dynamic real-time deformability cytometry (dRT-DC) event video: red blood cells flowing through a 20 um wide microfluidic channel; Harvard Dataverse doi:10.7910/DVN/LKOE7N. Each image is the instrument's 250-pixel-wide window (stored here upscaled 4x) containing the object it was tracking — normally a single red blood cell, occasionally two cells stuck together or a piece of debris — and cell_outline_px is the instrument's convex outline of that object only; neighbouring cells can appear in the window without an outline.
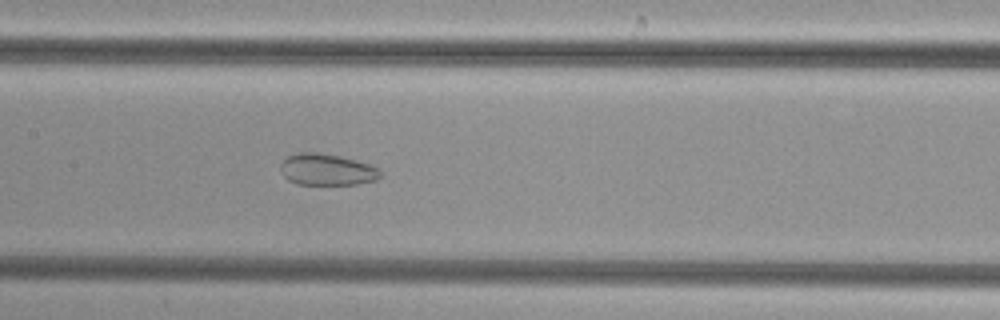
{"species": "common noctule bat (a hibernating species)", "species_latin": "Nyctalus noctula", "temperature_condition": "cold", "stored_images_in_passage": 44, "camera_frame_rate_fps": 3000, "um_per_image_px": 0.085, "animal": {"sex": "female", "body_mass_g": 29.2, "forearm_length_mm": 56.3}, "frame": {"image": 1, "passage_image": 25, "time_ms": 8.0, "image_size_px": [1000, 320], "cell_outline_px": [[380, 176], [376, 180], [356, 184], [296, 184], [288, 180], [284, 176], [280, 168], [280, 164], [288, 156], [300, 152], [320, 152], [340, 156], [356, 160], [368, 164], [376, 168], [380, 172]], "centroid_in_image_um": [27.75, 14.41], "position_along_channel_um": 179.6, "area_um2": 18.21}}
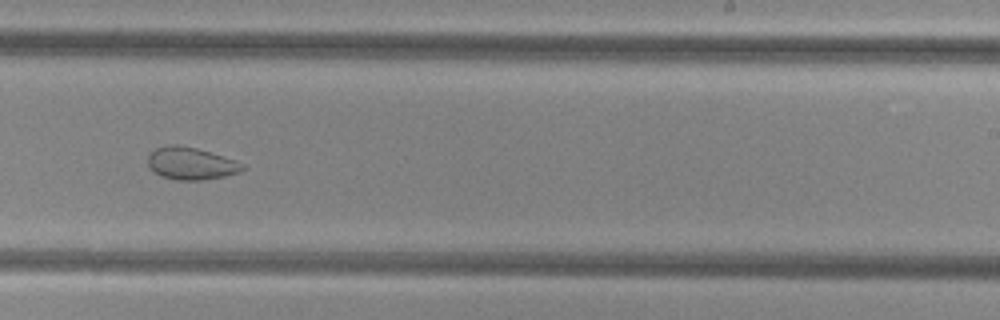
{"frame": {"image": 2, "passage_image": 32, "time_ms": 10.333, "image_size_px": [1000, 320], "cell_outline_px": [[248, 168], [240, 172], [224, 176], [204, 180], [176, 180], [160, 176], [148, 164], [148, 156], [156, 148], [168, 144], [176, 144], [196, 148], [236, 160], [244, 164]], "centroid_in_image_um": [16.27, 13.9], "position_along_channel_um": 272.7, "area_um2": 17.86}}
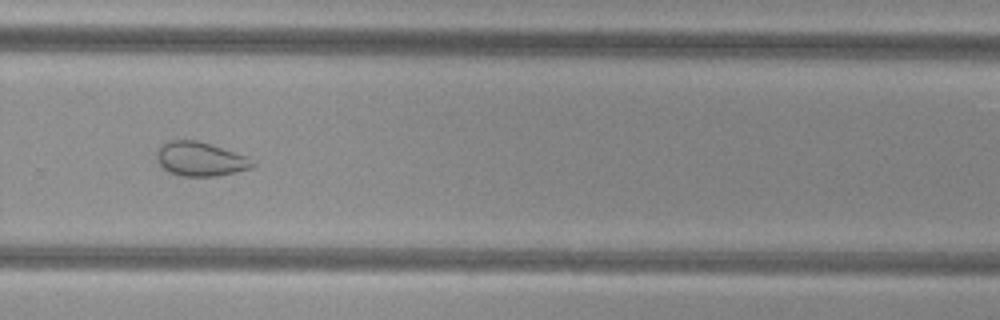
{"frame": {"image": 3, "passage_image": 35, "time_ms": 11.333, "image_size_px": [1000, 320], "cell_outline_px": [[256, 164], [252, 168], [236, 172], [216, 176], [180, 176], [168, 172], [156, 160], [156, 152], [160, 144], [172, 140], [196, 140], [212, 144], [244, 156]], "centroid_in_image_um": [16.98, 13.52], "position_along_channel_um": 312.8, "area_um2": 19.02}}